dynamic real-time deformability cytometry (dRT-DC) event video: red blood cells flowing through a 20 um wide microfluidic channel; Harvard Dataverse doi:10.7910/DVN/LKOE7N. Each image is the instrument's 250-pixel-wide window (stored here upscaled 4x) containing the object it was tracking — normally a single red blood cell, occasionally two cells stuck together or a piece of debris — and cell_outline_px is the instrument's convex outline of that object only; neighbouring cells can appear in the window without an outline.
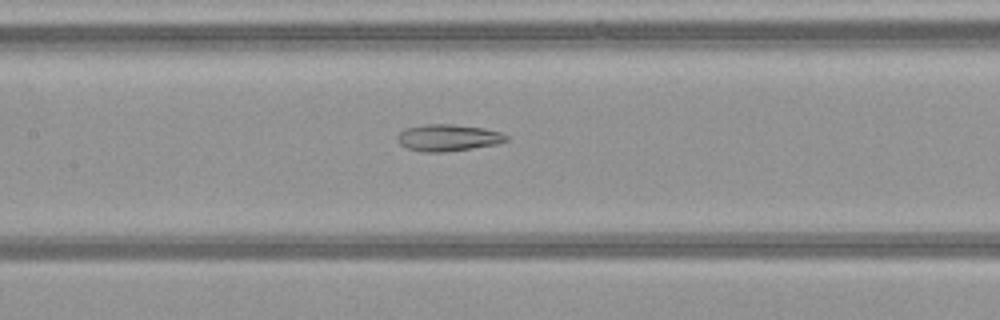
{"species": "common noctule bat (a hibernating species)", "species_latin": "Nyctalus noctula", "temperature_condition": "warm", "stored_images_in_passage": 52, "camera_frame_rate_fps": 3000, "um_per_image_px": 0.085, "animal": {"sex": "female", "body_mass_g": 21.9}, "frame": {"image": 1, "passage_image": 26, "time_ms": 8.333, "image_size_px": [1000, 320], "cell_outline_px": [[508, 140], [496, 144], [472, 148], [444, 152], [420, 152], [408, 148], [400, 144], [400, 132], [404, 128], [428, 124], [452, 124], [484, 128], [500, 132], [508, 136]], "centroid_in_image_um": [38.11, 11.7], "position_along_channel_um": 169.3, "area_um2": 16.76}}
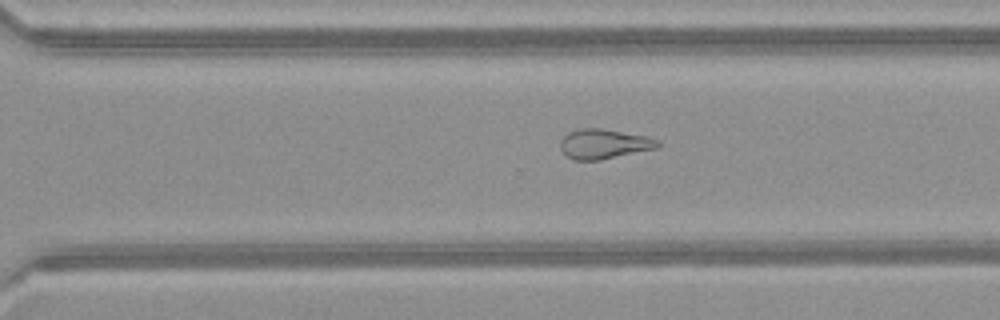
{"frame": {"image": 2, "passage_image": 37, "time_ms": 12.0, "image_size_px": [1000, 320], "cell_outline_px": [[660, 148], [600, 160], [572, 160], [560, 148], [560, 140], [568, 132], [580, 128], [600, 128], [644, 136], [656, 140], [660, 144]], "centroid_in_image_um": [51.32, 12.24], "position_along_channel_um": 319.3, "area_um2": 16.82}}
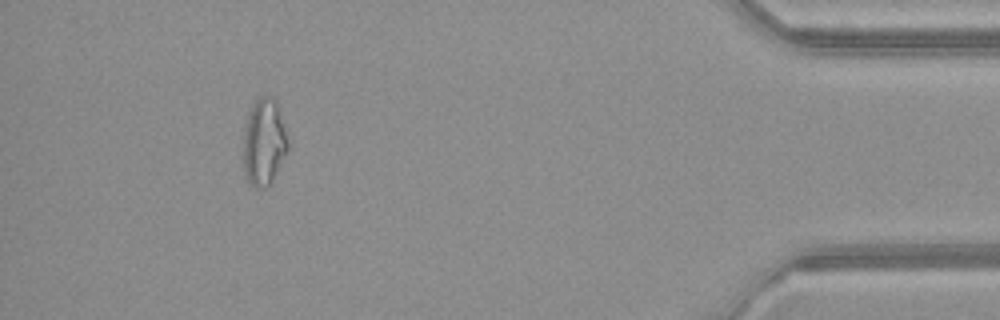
{"frame": {"image": 3, "passage_image": 48, "time_ms": 15.667, "image_size_px": [1000, 320], "cell_outline_px": [[288, 152], [268, 188], [256, 188], [244, 176], [244, 128], [248, 116], [256, 100], [260, 96], [272, 96], [276, 100], [288, 140]], "centroid_in_image_um": [22.45, 12.11], "position_along_channel_um": 412.7, "area_um2": 22.48}, "authors_computed_cell_mechanics": {"area_um2": 21.2126, "velocity_mm_per_s": 4.1028, "shape_relaxation_time_tau1_ms": null, "shape_relaxation_time_tau2_ms": 3.9335, "deformation_change_tau1": null, "deformation_change_tau2": 0.1327}}